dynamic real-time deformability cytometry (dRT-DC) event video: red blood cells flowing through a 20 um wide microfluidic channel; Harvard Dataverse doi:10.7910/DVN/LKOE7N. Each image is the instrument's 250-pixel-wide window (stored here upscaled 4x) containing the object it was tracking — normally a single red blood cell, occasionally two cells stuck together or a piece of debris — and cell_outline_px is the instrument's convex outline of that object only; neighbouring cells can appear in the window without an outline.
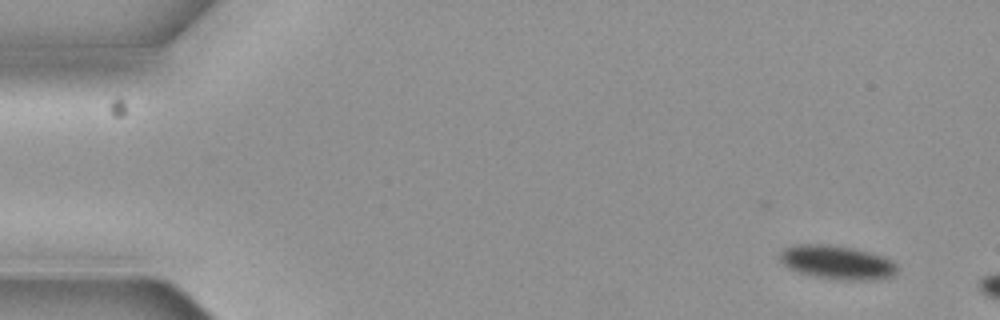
{"species": "common noctule bat (a hibernating species)", "species_latin": "Nyctalus noctula", "temperature_condition": "cold", "stored_images_in_passage": 4, "camera_frame_rate_fps": 3000, "um_per_image_px": 0.085, "animal": {"sex": "female", "body_mass_g": 19.3, "forearm_length_mm": 54.1}, "frame": {"image": 1, "passage_image": 2, "time_ms": 0.333, "image_size_px": [1000, 320], "cell_outline_px": [[900, 268], [896, 276], [880, 280], [836, 280], [812, 276], [788, 268], [780, 260], [780, 252], [784, 248], [796, 244], [828, 244], [852, 248], [884, 256], [892, 260]], "centroid_in_image_um": [71.22, 22.32], "position_along_channel_um": 13.8, "area_um2": 23.58}}